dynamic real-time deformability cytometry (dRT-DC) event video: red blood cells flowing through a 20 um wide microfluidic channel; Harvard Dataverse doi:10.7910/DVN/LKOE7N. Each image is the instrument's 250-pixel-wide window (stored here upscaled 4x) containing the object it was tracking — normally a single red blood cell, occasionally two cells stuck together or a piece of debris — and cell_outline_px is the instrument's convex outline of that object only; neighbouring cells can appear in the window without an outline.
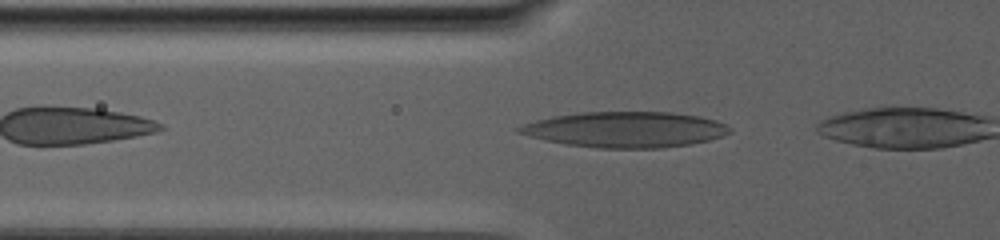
{"species": "human", "species_latin": "Homo sapiens", "temperature_condition": "warm", "stored_images_in_passage": 6, "camera_frame_rate_fps": 3000, "um_per_image_px": 0.085, "donor": {"sex": "male"}, "frame": {"image": 1, "passage_image": 3, "time_ms": 0.667, "image_size_px": [1000, 240], "cell_outline_px": [[732, 132], [708, 140], [688, 144], [660, 148], [596, 148], [564, 144], [544, 140], [516, 132], [512, 128], [536, 120], [552, 116], [584, 112], [672, 112], [700, 116], [716, 120], [732, 128]], "centroid_in_image_um": [53.12, 11.01], "position_along_channel_um": 72.7, "area_um2": 43.87}}